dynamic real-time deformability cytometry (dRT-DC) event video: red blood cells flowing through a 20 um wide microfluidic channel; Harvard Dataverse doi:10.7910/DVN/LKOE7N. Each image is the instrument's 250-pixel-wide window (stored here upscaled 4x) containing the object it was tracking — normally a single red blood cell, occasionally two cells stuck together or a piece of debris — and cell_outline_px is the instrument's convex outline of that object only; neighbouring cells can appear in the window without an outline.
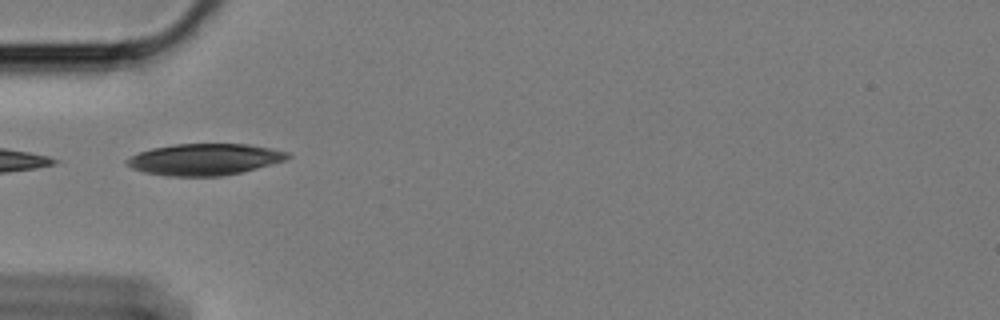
{"species": "Egyptian fruit bat (a non-hibernating species)", "species_latin": "Rousettus aegyptiacus", "temperature_condition": "cold", "stored_images_in_passage": 8, "camera_frame_rate_fps": 3000, "um_per_image_px": 0.085, "animal": {"sex": "female"}, "frame": {"image": 1, "passage_image": 1, "time_ms": 0.0, "image_size_px": [1000, 320], "cell_outline_px": [[292, 156], [284, 160], [240, 172], [220, 176], [168, 176], [144, 172], [132, 168], [124, 160], [140, 152], [152, 148], [176, 144], [248, 144], [288, 152]], "centroid_in_image_um": [17.36, 13.54], "position_along_channel_um": 67.6, "area_um2": 29.07}}